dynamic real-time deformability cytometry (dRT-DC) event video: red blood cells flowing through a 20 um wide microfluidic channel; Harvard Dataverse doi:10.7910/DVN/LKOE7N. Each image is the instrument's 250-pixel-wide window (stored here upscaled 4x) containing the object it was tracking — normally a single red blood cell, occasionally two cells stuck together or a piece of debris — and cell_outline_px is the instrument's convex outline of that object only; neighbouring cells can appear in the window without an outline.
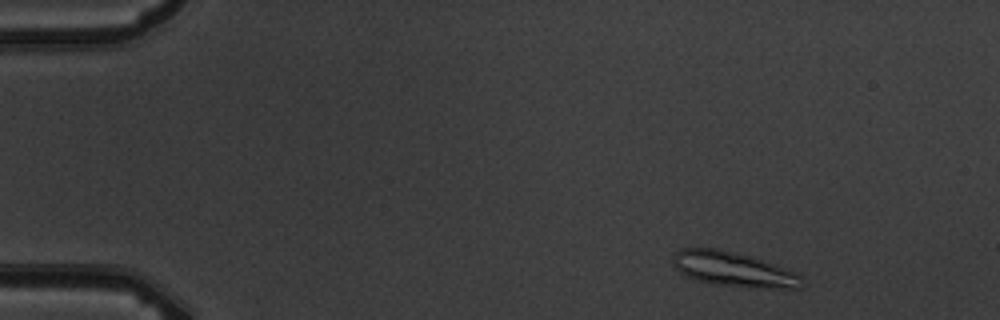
{"species": "common noctule bat (a hibernating species)", "species_latin": "Nyctalus noctula", "temperature_condition": "warm", "stored_images_in_passage": 3, "camera_frame_rate_fps": 3000, "um_per_image_px": 0.085, "animal": {"sex": "male", "body_mass_g": 19.5, "forearm_length_mm": 54.6}, "frame": {"image": 1, "passage_image": 1, "time_ms": 0.0, "image_size_px": [1000, 320], "cell_outline_px": [[800, 288], [748, 288], [716, 284], [696, 280], [680, 272], [676, 268], [672, 260], [672, 256], [680, 248], [720, 248], [752, 256], [796, 272], [800, 276]], "centroid_in_image_um": [62.31, 22.88], "position_along_channel_um": 22.7, "area_um2": 26.07}}
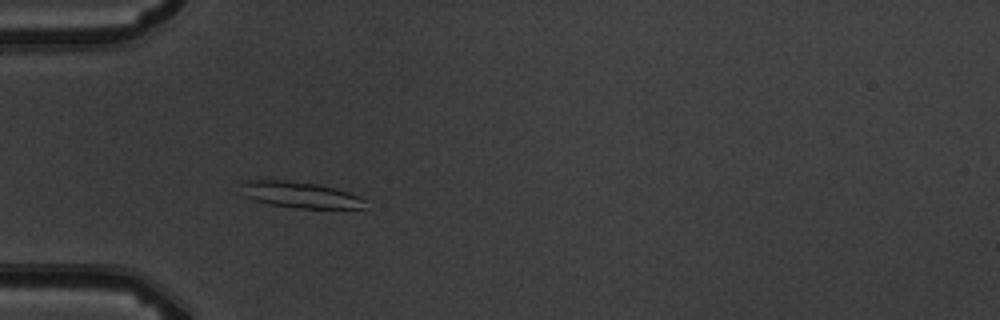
{"frame": {"image": 2, "passage_image": 3, "time_ms": 3.333, "image_size_px": [1000, 320], "cell_outline_px": [[368, 200], [364, 208], [300, 208], [268, 204], [244, 196], [240, 184], [240, 180], [284, 180], [316, 184], [336, 188], [360, 196]], "centroid_in_image_um": [25.52, 16.55], "position_along_channel_um": 59.5, "area_um2": 18.96}}